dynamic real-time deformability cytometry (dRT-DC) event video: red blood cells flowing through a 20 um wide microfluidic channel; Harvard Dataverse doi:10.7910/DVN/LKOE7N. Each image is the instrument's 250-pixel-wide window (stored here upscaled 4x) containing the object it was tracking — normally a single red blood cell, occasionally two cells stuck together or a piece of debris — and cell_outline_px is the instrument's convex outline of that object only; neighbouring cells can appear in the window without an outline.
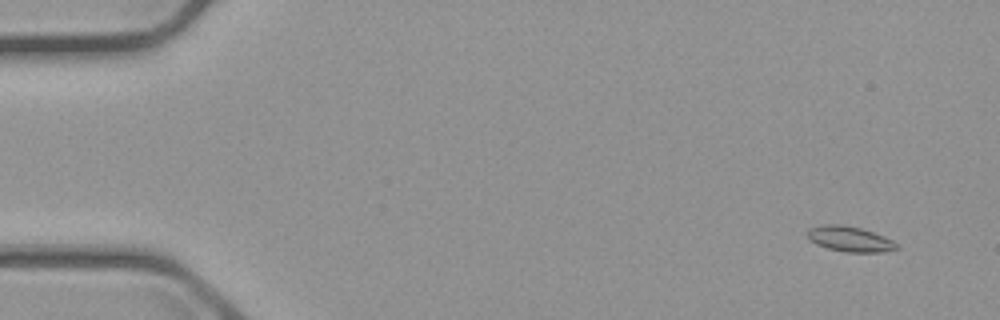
{"species": "common noctule bat (a hibernating species)", "species_latin": "Nyctalus noctula", "temperature_condition": "cold", "stored_images_in_passage": 5, "segment_of_instrument_passage": [1, 2], "camera_frame_rate_fps": 3000, "um_per_image_px": 0.085, "animal": {"sex": "male", "body_mass_g": 23.1, "forearm_length_mm": 52.7}, "frame": {"image": 1, "passage_image": 1, "time_ms": 0.0, "image_size_px": [1000, 320], "cell_outline_px": [[900, 248], [884, 252], [844, 252], [828, 248], [816, 244], [808, 240], [808, 228], [824, 224], [840, 224], [860, 228], [884, 236], [892, 240]], "centroid_in_image_um": [72.22, 20.32], "position_along_channel_um": 12.8, "area_um2": 13.18}}